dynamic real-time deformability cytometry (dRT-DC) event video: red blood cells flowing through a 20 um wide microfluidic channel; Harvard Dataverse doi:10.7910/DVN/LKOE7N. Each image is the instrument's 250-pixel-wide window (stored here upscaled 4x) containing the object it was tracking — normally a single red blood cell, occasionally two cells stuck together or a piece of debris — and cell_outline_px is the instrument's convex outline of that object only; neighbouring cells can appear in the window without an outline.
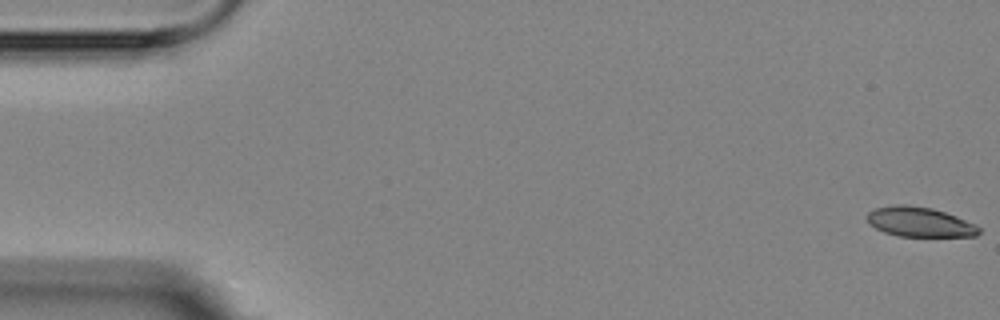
{"species": "Egyptian fruit bat (a non-hibernating species)", "species_latin": "Rousettus aegyptiacus", "temperature_condition": "room temperature", "stored_images_in_passage": 6, "camera_frame_rate_fps": 3000, "um_per_image_px": 0.085, "animal": {"sex": "female"}, "frame": {"image": 1, "passage_image": 1, "time_ms": 0.0, "image_size_px": [1000, 320], "cell_outline_px": [[980, 232], [976, 236], [900, 236], [884, 232], [868, 224], [868, 212], [876, 208], [896, 204], [904, 204], [932, 208], [956, 216], [976, 224], [980, 228]], "centroid_in_image_um": [78.18, 18.86], "position_along_channel_um": 6.8, "area_um2": 19.31}}
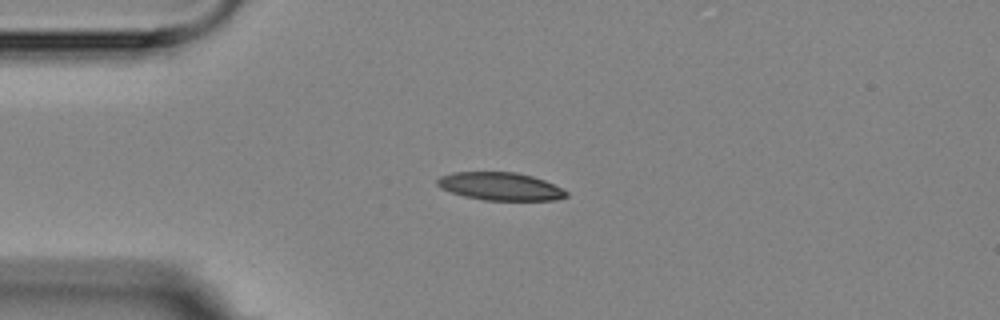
{"frame": {"image": 2, "passage_image": 5, "time_ms": 4.333, "image_size_px": [1000, 320], "cell_outline_px": [[568, 196], [556, 200], [484, 200], [464, 196], [440, 188], [436, 184], [436, 180], [440, 176], [452, 172], [516, 172], [532, 176], [544, 180], [564, 188], [568, 192]], "centroid_in_image_um": [42.54, 15.84], "position_along_channel_um": 42.5, "area_um2": 21.1}}